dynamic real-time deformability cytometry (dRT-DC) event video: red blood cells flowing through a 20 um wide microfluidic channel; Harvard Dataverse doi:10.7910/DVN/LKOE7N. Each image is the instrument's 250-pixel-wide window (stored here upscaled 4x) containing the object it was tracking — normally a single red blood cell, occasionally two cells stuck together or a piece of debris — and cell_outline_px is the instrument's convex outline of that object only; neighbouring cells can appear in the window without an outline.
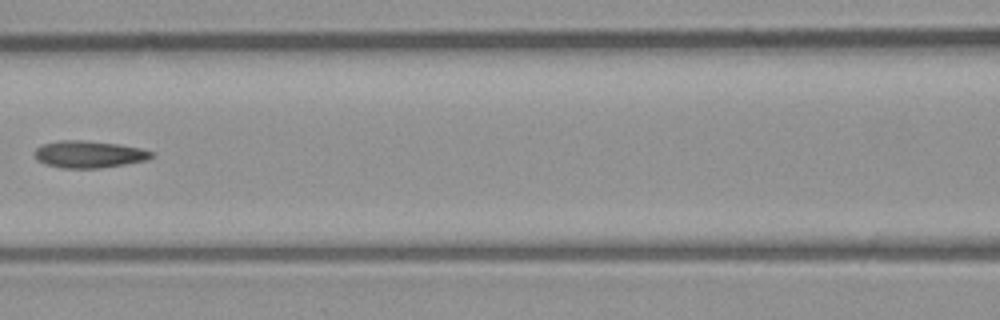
{"species": "common noctule bat (a hibernating species)", "species_latin": "Nyctalus noctula", "temperature_condition": "room temperature", "stored_images_in_passage": 6, "camera_frame_rate_fps": 3000, "um_per_image_px": 0.085, "animal": {"sex": "male", "body_mass_g": 23.1, "forearm_length_mm": 52.7}, "frame": {"image": 1, "passage_image": 6, "time_ms": 5.667, "image_size_px": [1000, 320], "cell_outline_px": [[156, 156], [148, 160], [100, 168], [60, 168], [44, 164], [36, 160], [36, 148], [44, 144], [60, 140], [80, 140], [116, 144], [140, 148], [152, 152]], "centroid_in_image_um": [7.57, 13.13], "position_along_channel_um": 159.0, "area_um2": 18.32}}